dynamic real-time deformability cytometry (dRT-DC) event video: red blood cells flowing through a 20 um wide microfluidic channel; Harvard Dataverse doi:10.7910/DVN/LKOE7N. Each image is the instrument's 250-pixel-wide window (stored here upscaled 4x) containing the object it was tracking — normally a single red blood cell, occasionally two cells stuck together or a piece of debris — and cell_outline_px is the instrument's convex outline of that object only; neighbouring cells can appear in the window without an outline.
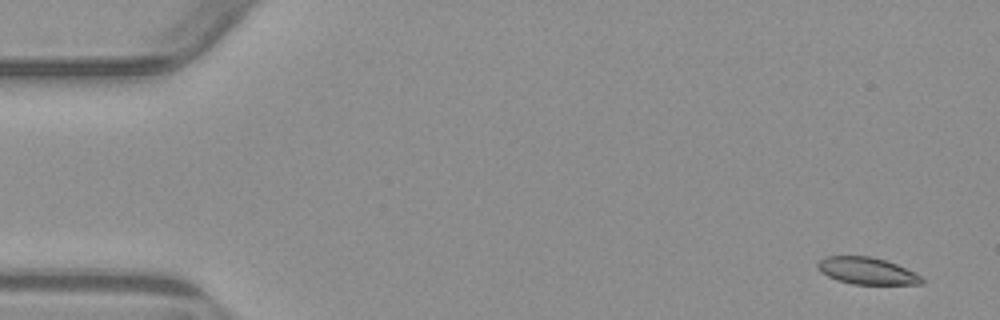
{"species": "common noctule bat (a hibernating species)", "species_latin": "Nyctalus noctula", "temperature_condition": "warm", "stored_images_in_passage": 7, "camera_frame_rate_fps": 3000, "um_per_image_px": 0.085, "animal": {"sex": "male", "body_mass_g": 23.1, "forearm_length_mm": 52.7}, "frame": {"image": 1, "passage_image": 1, "time_ms": 0.0, "image_size_px": [1000, 320], "cell_outline_px": [[924, 284], [852, 284], [836, 280], [820, 272], [816, 268], [816, 264], [824, 256], [872, 256], [896, 264], [920, 276], [924, 280]], "centroid_in_image_um": [73.62, 23.02], "position_along_channel_um": 11.4, "area_um2": 16.3}}
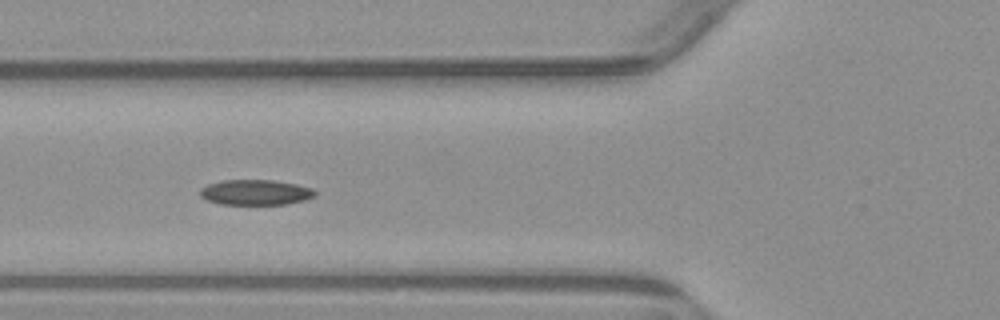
{"frame": {"image": 2, "passage_image": 5, "time_ms": 5.667, "image_size_px": [1000, 320], "cell_outline_px": [[316, 196], [304, 200], [288, 204], [220, 204], [208, 200], [200, 196], [200, 188], [208, 184], [224, 180], [272, 180], [296, 184], [312, 188], [316, 192]], "centroid_in_image_um": [21.73, 16.35], "position_along_channel_um": 104.1, "area_um2": 16.94}}
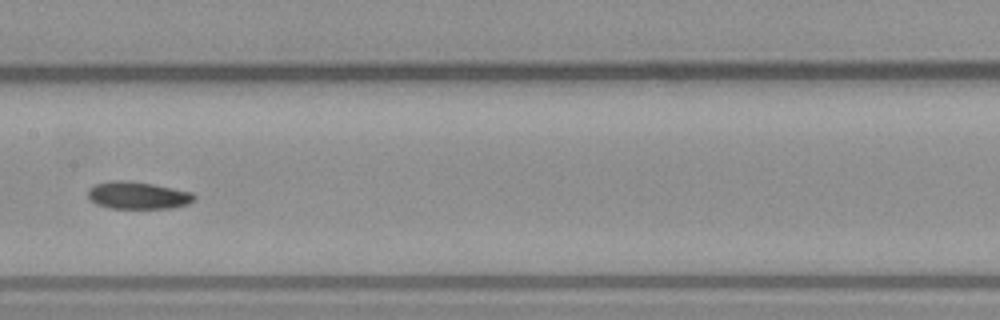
{"frame": {"image": 3, "passage_image": 7, "time_ms": 8.0, "image_size_px": [1000, 320], "cell_outline_px": [[196, 196], [188, 204], [172, 208], [112, 208], [96, 204], [88, 196], [88, 188], [96, 184], [108, 180], [132, 180], [192, 192]], "centroid_in_image_um": [11.7, 16.59], "position_along_channel_um": 195.7, "area_um2": 16.94}}